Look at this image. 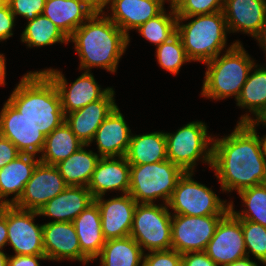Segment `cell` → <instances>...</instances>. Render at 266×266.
<instances>
[{
	"label": "cell",
	"mask_w": 266,
	"mask_h": 266,
	"mask_svg": "<svg viewBox=\"0 0 266 266\" xmlns=\"http://www.w3.org/2000/svg\"><path fill=\"white\" fill-rule=\"evenodd\" d=\"M104 196L94 199L101 215V227L105 240L119 239L130 236L134 211L137 205L129 194L104 200Z\"/></svg>",
	"instance_id": "obj_16"
},
{
	"label": "cell",
	"mask_w": 266,
	"mask_h": 266,
	"mask_svg": "<svg viewBox=\"0 0 266 266\" xmlns=\"http://www.w3.org/2000/svg\"><path fill=\"white\" fill-rule=\"evenodd\" d=\"M156 58L162 69L174 75L178 74L185 62H191L177 33L157 47Z\"/></svg>",
	"instance_id": "obj_35"
},
{
	"label": "cell",
	"mask_w": 266,
	"mask_h": 266,
	"mask_svg": "<svg viewBox=\"0 0 266 266\" xmlns=\"http://www.w3.org/2000/svg\"><path fill=\"white\" fill-rule=\"evenodd\" d=\"M87 188L94 199L104 196L110 190L129 193L130 164L126 157H101Z\"/></svg>",
	"instance_id": "obj_19"
},
{
	"label": "cell",
	"mask_w": 266,
	"mask_h": 266,
	"mask_svg": "<svg viewBox=\"0 0 266 266\" xmlns=\"http://www.w3.org/2000/svg\"><path fill=\"white\" fill-rule=\"evenodd\" d=\"M223 14L231 32L255 37L266 17V0H225Z\"/></svg>",
	"instance_id": "obj_22"
},
{
	"label": "cell",
	"mask_w": 266,
	"mask_h": 266,
	"mask_svg": "<svg viewBox=\"0 0 266 266\" xmlns=\"http://www.w3.org/2000/svg\"><path fill=\"white\" fill-rule=\"evenodd\" d=\"M114 95L115 91L111 88L101 99L65 115L66 123L84 145L93 142L97 129L117 106Z\"/></svg>",
	"instance_id": "obj_18"
},
{
	"label": "cell",
	"mask_w": 266,
	"mask_h": 266,
	"mask_svg": "<svg viewBox=\"0 0 266 266\" xmlns=\"http://www.w3.org/2000/svg\"><path fill=\"white\" fill-rule=\"evenodd\" d=\"M6 59L3 54H0V86L5 84L6 77Z\"/></svg>",
	"instance_id": "obj_47"
},
{
	"label": "cell",
	"mask_w": 266,
	"mask_h": 266,
	"mask_svg": "<svg viewBox=\"0 0 266 266\" xmlns=\"http://www.w3.org/2000/svg\"><path fill=\"white\" fill-rule=\"evenodd\" d=\"M144 266H182V254L176 250L151 251L144 254Z\"/></svg>",
	"instance_id": "obj_39"
},
{
	"label": "cell",
	"mask_w": 266,
	"mask_h": 266,
	"mask_svg": "<svg viewBox=\"0 0 266 266\" xmlns=\"http://www.w3.org/2000/svg\"><path fill=\"white\" fill-rule=\"evenodd\" d=\"M7 261L8 255L3 250H0V266H7Z\"/></svg>",
	"instance_id": "obj_49"
},
{
	"label": "cell",
	"mask_w": 266,
	"mask_h": 266,
	"mask_svg": "<svg viewBox=\"0 0 266 266\" xmlns=\"http://www.w3.org/2000/svg\"><path fill=\"white\" fill-rule=\"evenodd\" d=\"M125 157L130 165L151 164L168 160L165 132H152L143 135L131 134Z\"/></svg>",
	"instance_id": "obj_28"
},
{
	"label": "cell",
	"mask_w": 266,
	"mask_h": 266,
	"mask_svg": "<svg viewBox=\"0 0 266 266\" xmlns=\"http://www.w3.org/2000/svg\"><path fill=\"white\" fill-rule=\"evenodd\" d=\"M7 101L45 136L65 121L58 89L43 70L24 74Z\"/></svg>",
	"instance_id": "obj_3"
},
{
	"label": "cell",
	"mask_w": 266,
	"mask_h": 266,
	"mask_svg": "<svg viewBox=\"0 0 266 266\" xmlns=\"http://www.w3.org/2000/svg\"><path fill=\"white\" fill-rule=\"evenodd\" d=\"M38 260H47L45 255L8 256L7 266H40Z\"/></svg>",
	"instance_id": "obj_43"
},
{
	"label": "cell",
	"mask_w": 266,
	"mask_h": 266,
	"mask_svg": "<svg viewBox=\"0 0 266 266\" xmlns=\"http://www.w3.org/2000/svg\"><path fill=\"white\" fill-rule=\"evenodd\" d=\"M171 11L166 14L164 10L155 18L149 19L143 23L138 30L145 39L158 47L165 41H168L177 33V16L173 6H170Z\"/></svg>",
	"instance_id": "obj_34"
},
{
	"label": "cell",
	"mask_w": 266,
	"mask_h": 266,
	"mask_svg": "<svg viewBox=\"0 0 266 266\" xmlns=\"http://www.w3.org/2000/svg\"><path fill=\"white\" fill-rule=\"evenodd\" d=\"M225 0H179L173 7L177 17L212 14L222 11Z\"/></svg>",
	"instance_id": "obj_37"
},
{
	"label": "cell",
	"mask_w": 266,
	"mask_h": 266,
	"mask_svg": "<svg viewBox=\"0 0 266 266\" xmlns=\"http://www.w3.org/2000/svg\"><path fill=\"white\" fill-rule=\"evenodd\" d=\"M182 266H218L205 251L182 254Z\"/></svg>",
	"instance_id": "obj_41"
},
{
	"label": "cell",
	"mask_w": 266,
	"mask_h": 266,
	"mask_svg": "<svg viewBox=\"0 0 266 266\" xmlns=\"http://www.w3.org/2000/svg\"><path fill=\"white\" fill-rule=\"evenodd\" d=\"M46 0H8L11 12L20 15L28 21L43 13Z\"/></svg>",
	"instance_id": "obj_38"
},
{
	"label": "cell",
	"mask_w": 266,
	"mask_h": 266,
	"mask_svg": "<svg viewBox=\"0 0 266 266\" xmlns=\"http://www.w3.org/2000/svg\"><path fill=\"white\" fill-rule=\"evenodd\" d=\"M22 154L16 146L0 135V169Z\"/></svg>",
	"instance_id": "obj_42"
},
{
	"label": "cell",
	"mask_w": 266,
	"mask_h": 266,
	"mask_svg": "<svg viewBox=\"0 0 266 266\" xmlns=\"http://www.w3.org/2000/svg\"><path fill=\"white\" fill-rule=\"evenodd\" d=\"M8 4V0H0V7Z\"/></svg>",
	"instance_id": "obj_51"
},
{
	"label": "cell",
	"mask_w": 266,
	"mask_h": 266,
	"mask_svg": "<svg viewBox=\"0 0 266 266\" xmlns=\"http://www.w3.org/2000/svg\"><path fill=\"white\" fill-rule=\"evenodd\" d=\"M33 154H20L16 159L0 169V206L14 205L23 193L40 160ZM14 197L6 199L9 195ZM3 198H5L3 200Z\"/></svg>",
	"instance_id": "obj_24"
},
{
	"label": "cell",
	"mask_w": 266,
	"mask_h": 266,
	"mask_svg": "<svg viewBox=\"0 0 266 266\" xmlns=\"http://www.w3.org/2000/svg\"><path fill=\"white\" fill-rule=\"evenodd\" d=\"M184 172L169 160L130 165L129 194L137 203H154L161 198L167 204Z\"/></svg>",
	"instance_id": "obj_6"
},
{
	"label": "cell",
	"mask_w": 266,
	"mask_h": 266,
	"mask_svg": "<svg viewBox=\"0 0 266 266\" xmlns=\"http://www.w3.org/2000/svg\"><path fill=\"white\" fill-rule=\"evenodd\" d=\"M188 171L180 177L167 206L174 214L188 216L225 215L230 204L221 200L211 188L192 179Z\"/></svg>",
	"instance_id": "obj_8"
},
{
	"label": "cell",
	"mask_w": 266,
	"mask_h": 266,
	"mask_svg": "<svg viewBox=\"0 0 266 266\" xmlns=\"http://www.w3.org/2000/svg\"><path fill=\"white\" fill-rule=\"evenodd\" d=\"M254 38L258 40L259 45L264 49L266 53V17H265V21L263 22L262 28L260 29L259 33Z\"/></svg>",
	"instance_id": "obj_46"
},
{
	"label": "cell",
	"mask_w": 266,
	"mask_h": 266,
	"mask_svg": "<svg viewBox=\"0 0 266 266\" xmlns=\"http://www.w3.org/2000/svg\"><path fill=\"white\" fill-rule=\"evenodd\" d=\"M225 266H258L257 263H255V261H251L249 259V257H244L242 259L236 260L233 263L227 264Z\"/></svg>",
	"instance_id": "obj_48"
},
{
	"label": "cell",
	"mask_w": 266,
	"mask_h": 266,
	"mask_svg": "<svg viewBox=\"0 0 266 266\" xmlns=\"http://www.w3.org/2000/svg\"><path fill=\"white\" fill-rule=\"evenodd\" d=\"M42 14L69 38L94 13L78 0H46Z\"/></svg>",
	"instance_id": "obj_27"
},
{
	"label": "cell",
	"mask_w": 266,
	"mask_h": 266,
	"mask_svg": "<svg viewBox=\"0 0 266 266\" xmlns=\"http://www.w3.org/2000/svg\"><path fill=\"white\" fill-rule=\"evenodd\" d=\"M223 216L173 214L171 219V248L181 254L205 251Z\"/></svg>",
	"instance_id": "obj_10"
},
{
	"label": "cell",
	"mask_w": 266,
	"mask_h": 266,
	"mask_svg": "<svg viewBox=\"0 0 266 266\" xmlns=\"http://www.w3.org/2000/svg\"><path fill=\"white\" fill-rule=\"evenodd\" d=\"M44 254L47 260H77L84 265L90 260L81 252L73 222H48L43 224Z\"/></svg>",
	"instance_id": "obj_17"
},
{
	"label": "cell",
	"mask_w": 266,
	"mask_h": 266,
	"mask_svg": "<svg viewBox=\"0 0 266 266\" xmlns=\"http://www.w3.org/2000/svg\"><path fill=\"white\" fill-rule=\"evenodd\" d=\"M93 202L94 198L87 187L68 186L42 206L38 213L54 218L53 222H73Z\"/></svg>",
	"instance_id": "obj_23"
},
{
	"label": "cell",
	"mask_w": 266,
	"mask_h": 266,
	"mask_svg": "<svg viewBox=\"0 0 266 266\" xmlns=\"http://www.w3.org/2000/svg\"><path fill=\"white\" fill-rule=\"evenodd\" d=\"M43 71L52 79L58 89L64 115L101 99L111 89L107 87L101 90L102 88L90 71L82 73L70 86L59 70L49 68Z\"/></svg>",
	"instance_id": "obj_14"
},
{
	"label": "cell",
	"mask_w": 266,
	"mask_h": 266,
	"mask_svg": "<svg viewBox=\"0 0 266 266\" xmlns=\"http://www.w3.org/2000/svg\"><path fill=\"white\" fill-rule=\"evenodd\" d=\"M7 205L0 206V250L7 245Z\"/></svg>",
	"instance_id": "obj_44"
},
{
	"label": "cell",
	"mask_w": 266,
	"mask_h": 266,
	"mask_svg": "<svg viewBox=\"0 0 266 266\" xmlns=\"http://www.w3.org/2000/svg\"><path fill=\"white\" fill-rule=\"evenodd\" d=\"M255 123H237L234 131L213 140L212 165L222 191L237 193L266 183L265 137Z\"/></svg>",
	"instance_id": "obj_1"
},
{
	"label": "cell",
	"mask_w": 266,
	"mask_h": 266,
	"mask_svg": "<svg viewBox=\"0 0 266 266\" xmlns=\"http://www.w3.org/2000/svg\"><path fill=\"white\" fill-rule=\"evenodd\" d=\"M205 253L218 266L247 257L240 219L230 210L219 221Z\"/></svg>",
	"instance_id": "obj_12"
},
{
	"label": "cell",
	"mask_w": 266,
	"mask_h": 266,
	"mask_svg": "<svg viewBox=\"0 0 266 266\" xmlns=\"http://www.w3.org/2000/svg\"><path fill=\"white\" fill-rule=\"evenodd\" d=\"M81 252L94 261L106 242L101 227V215L95 202L83 210L73 221Z\"/></svg>",
	"instance_id": "obj_26"
},
{
	"label": "cell",
	"mask_w": 266,
	"mask_h": 266,
	"mask_svg": "<svg viewBox=\"0 0 266 266\" xmlns=\"http://www.w3.org/2000/svg\"><path fill=\"white\" fill-rule=\"evenodd\" d=\"M225 52L205 63L207 70L201 92V96L205 98L221 100L234 96L237 100L255 65L239 40L233 42Z\"/></svg>",
	"instance_id": "obj_4"
},
{
	"label": "cell",
	"mask_w": 266,
	"mask_h": 266,
	"mask_svg": "<svg viewBox=\"0 0 266 266\" xmlns=\"http://www.w3.org/2000/svg\"><path fill=\"white\" fill-rule=\"evenodd\" d=\"M0 135L9 139L22 154L41 153L45 135L8 101L0 112Z\"/></svg>",
	"instance_id": "obj_15"
},
{
	"label": "cell",
	"mask_w": 266,
	"mask_h": 266,
	"mask_svg": "<svg viewBox=\"0 0 266 266\" xmlns=\"http://www.w3.org/2000/svg\"><path fill=\"white\" fill-rule=\"evenodd\" d=\"M131 130L116 106L97 129L96 140L100 157L125 156L129 147Z\"/></svg>",
	"instance_id": "obj_21"
},
{
	"label": "cell",
	"mask_w": 266,
	"mask_h": 266,
	"mask_svg": "<svg viewBox=\"0 0 266 266\" xmlns=\"http://www.w3.org/2000/svg\"><path fill=\"white\" fill-rule=\"evenodd\" d=\"M36 216L38 211L7 205V243L15 255H45L43 224H35Z\"/></svg>",
	"instance_id": "obj_11"
},
{
	"label": "cell",
	"mask_w": 266,
	"mask_h": 266,
	"mask_svg": "<svg viewBox=\"0 0 266 266\" xmlns=\"http://www.w3.org/2000/svg\"><path fill=\"white\" fill-rule=\"evenodd\" d=\"M164 0H110V18L128 37L130 29L136 30L149 19L161 14Z\"/></svg>",
	"instance_id": "obj_20"
},
{
	"label": "cell",
	"mask_w": 266,
	"mask_h": 266,
	"mask_svg": "<svg viewBox=\"0 0 266 266\" xmlns=\"http://www.w3.org/2000/svg\"><path fill=\"white\" fill-rule=\"evenodd\" d=\"M247 257L251 252L256 259L266 265V227L248 220H240Z\"/></svg>",
	"instance_id": "obj_36"
},
{
	"label": "cell",
	"mask_w": 266,
	"mask_h": 266,
	"mask_svg": "<svg viewBox=\"0 0 266 266\" xmlns=\"http://www.w3.org/2000/svg\"><path fill=\"white\" fill-rule=\"evenodd\" d=\"M238 195L246 208L237 212L231 201L230 211L240 220H248L266 227V183L246 188L238 192Z\"/></svg>",
	"instance_id": "obj_33"
},
{
	"label": "cell",
	"mask_w": 266,
	"mask_h": 266,
	"mask_svg": "<svg viewBox=\"0 0 266 266\" xmlns=\"http://www.w3.org/2000/svg\"><path fill=\"white\" fill-rule=\"evenodd\" d=\"M144 252L139 244L128 236L107 240L96 259L100 258L101 266H142Z\"/></svg>",
	"instance_id": "obj_31"
},
{
	"label": "cell",
	"mask_w": 266,
	"mask_h": 266,
	"mask_svg": "<svg viewBox=\"0 0 266 266\" xmlns=\"http://www.w3.org/2000/svg\"><path fill=\"white\" fill-rule=\"evenodd\" d=\"M67 187L68 185L56 166L39 162L14 206L25 210L38 211Z\"/></svg>",
	"instance_id": "obj_13"
},
{
	"label": "cell",
	"mask_w": 266,
	"mask_h": 266,
	"mask_svg": "<svg viewBox=\"0 0 266 266\" xmlns=\"http://www.w3.org/2000/svg\"><path fill=\"white\" fill-rule=\"evenodd\" d=\"M171 219L167 204L137 203L130 236L148 252L171 249Z\"/></svg>",
	"instance_id": "obj_9"
},
{
	"label": "cell",
	"mask_w": 266,
	"mask_h": 266,
	"mask_svg": "<svg viewBox=\"0 0 266 266\" xmlns=\"http://www.w3.org/2000/svg\"><path fill=\"white\" fill-rule=\"evenodd\" d=\"M84 144L75 136L71 127L64 121L45 137L39 160L47 165H56L75 153Z\"/></svg>",
	"instance_id": "obj_30"
},
{
	"label": "cell",
	"mask_w": 266,
	"mask_h": 266,
	"mask_svg": "<svg viewBox=\"0 0 266 266\" xmlns=\"http://www.w3.org/2000/svg\"><path fill=\"white\" fill-rule=\"evenodd\" d=\"M88 146L83 145L75 153L55 165L68 186H88L101 158L92 150L87 151L84 148Z\"/></svg>",
	"instance_id": "obj_29"
},
{
	"label": "cell",
	"mask_w": 266,
	"mask_h": 266,
	"mask_svg": "<svg viewBox=\"0 0 266 266\" xmlns=\"http://www.w3.org/2000/svg\"><path fill=\"white\" fill-rule=\"evenodd\" d=\"M15 15L11 12L9 4L0 7V42L13 35Z\"/></svg>",
	"instance_id": "obj_40"
},
{
	"label": "cell",
	"mask_w": 266,
	"mask_h": 266,
	"mask_svg": "<svg viewBox=\"0 0 266 266\" xmlns=\"http://www.w3.org/2000/svg\"><path fill=\"white\" fill-rule=\"evenodd\" d=\"M106 14H93L69 37L80 58V70L104 68L115 73L129 37Z\"/></svg>",
	"instance_id": "obj_2"
},
{
	"label": "cell",
	"mask_w": 266,
	"mask_h": 266,
	"mask_svg": "<svg viewBox=\"0 0 266 266\" xmlns=\"http://www.w3.org/2000/svg\"><path fill=\"white\" fill-rule=\"evenodd\" d=\"M189 19L193 20L183 24L182 21ZM228 32L223 11L190 17H177V34L181 38L190 61L205 64L214 59L226 47V34Z\"/></svg>",
	"instance_id": "obj_5"
},
{
	"label": "cell",
	"mask_w": 266,
	"mask_h": 266,
	"mask_svg": "<svg viewBox=\"0 0 266 266\" xmlns=\"http://www.w3.org/2000/svg\"><path fill=\"white\" fill-rule=\"evenodd\" d=\"M89 8L94 14H104L103 9L109 5L110 0H78Z\"/></svg>",
	"instance_id": "obj_45"
},
{
	"label": "cell",
	"mask_w": 266,
	"mask_h": 266,
	"mask_svg": "<svg viewBox=\"0 0 266 266\" xmlns=\"http://www.w3.org/2000/svg\"><path fill=\"white\" fill-rule=\"evenodd\" d=\"M254 65L250 70L247 80L237 100V106L249 109L255 119L244 114L238 123H258L266 116V68H256ZM254 67L256 68L254 70ZM254 70V71H253ZM251 71H253L251 73ZM251 73V74H250Z\"/></svg>",
	"instance_id": "obj_25"
},
{
	"label": "cell",
	"mask_w": 266,
	"mask_h": 266,
	"mask_svg": "<svg viewBox=\"0 0 266 266\" xmlns=\"http://www.w3.org/2000/svg\"><path fill=\"white\" fill-rule=\"evenodd\" d=\"M259 123L266 126V116L263 120H261L260 122H258L256 124L259 126Z\"/></svg>",
	"instance_id": "obj_50"
},
{
	"label": "cell",
	"mask_w": 266,
	"mask_h": 266,
	"mask_svg": "<svg viewBox=\"0 0 266 266\" xmlns=\"http://www.w3.org/2000/svg\"><path fill=\"white\" fill-rule=\"evenodd\" d=\"M21 41L28 47H41L59 42L68 44L69 38L49 18L40 14L28 21L21 34Z\"/></svg>",
	"instance_id": "obj_32"
},
{
	"label": "cell",
	"mask_w": 266,
	"mask_h": 266,
	"mask_svg": "<svg viewBox=\"0 0 266 266\" xmlns=\"http://www.w3.org/2000/svg\"><path fill=\"white\" fill-rule=\"evenodd\" d=\"M166 2V0H164ZM170 1V6H174L176 4V0H167Z\"/></svg>",
	"instance_id": "obj_52"
},
{
	"label": "cell",
	"mask_w": 266,
	"mask_h": 266,
	"mask_svg": "<svg viewBox=\"0 0 266 266\" xmlns=\"http://www.w3.org/2000/svg\"><path fill=\"white\" fill-rule=\"evenodd\" d=\"M165 137L167 159L173 164L193 172L196 161L202 159L211 168L214 138L208 135L205 122H189L174 133H165Z\"/></svg>",
	"instance_id": "obj_7"
}]
</instances>
